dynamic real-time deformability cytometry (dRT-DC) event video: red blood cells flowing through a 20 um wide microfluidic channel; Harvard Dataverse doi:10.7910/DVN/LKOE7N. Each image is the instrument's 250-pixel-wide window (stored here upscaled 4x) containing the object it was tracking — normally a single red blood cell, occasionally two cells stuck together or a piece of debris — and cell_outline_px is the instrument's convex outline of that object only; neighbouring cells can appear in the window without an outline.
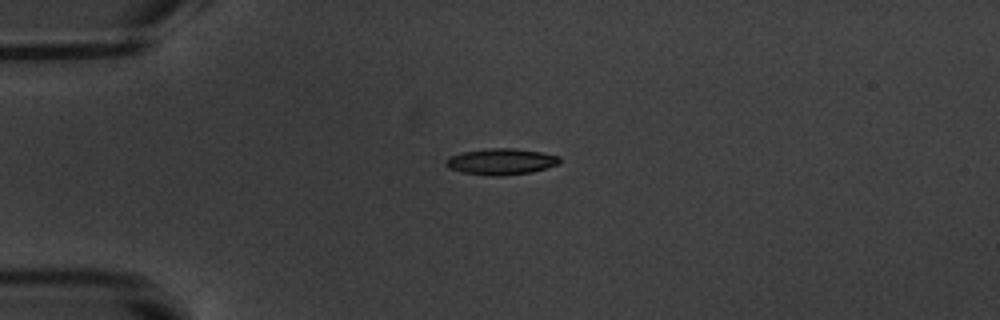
{"species": "common noctule bat (a hibernating species)", "species_latin": "Nyctalus noctula", "temperature_condition": "warm", "stored_images_in_passage": 2, "camera_frame_rate_fps": 3000, "um_per_image_px": 0.085, "animal": {"sex": "male", "body_mass_g": 20.1, "forearm_length_mm": 53.5}, "frame": {"image": 1, "passage_image": 1, "time_ms": 0.0, "image_size_px": [1000, 320], "cell_outline_px": [[560, 160], [556, 164], [532, 172], [500, 176], [492, 176], [460, 172], [448, 168], [444, 164], [444, 160], [448, 156], [464, 152], [492, 148], [512, 148], [540, 152], [560, 156]], "centroid_in_image_um": [42.52, 13.74], "position_along_channel_um": 42.5, "area_um2": 17.28}}